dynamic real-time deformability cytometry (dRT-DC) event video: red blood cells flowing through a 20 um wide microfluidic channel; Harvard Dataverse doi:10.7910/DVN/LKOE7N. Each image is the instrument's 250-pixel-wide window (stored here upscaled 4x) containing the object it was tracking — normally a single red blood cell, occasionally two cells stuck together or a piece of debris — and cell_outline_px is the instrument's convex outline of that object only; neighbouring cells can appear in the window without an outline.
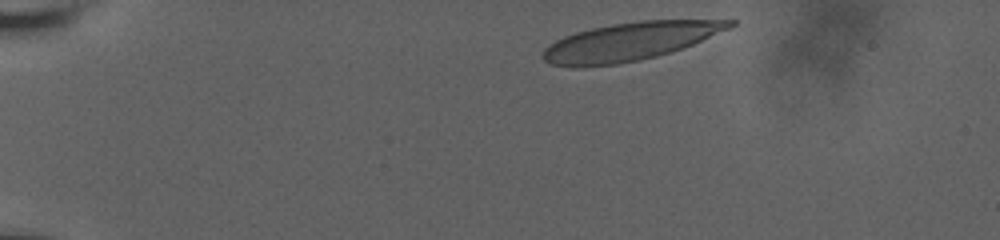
{"species": "human", "species_latin": "Homo sapiens", "temperature_condition": "room temperature", "stored_images_in_passage": 35, "camera_frame_rate_fps": 3000, "um_per_image_px": 0.085, "donor": {"sex": "male"}, "frame": {"image": 1, "passage_image": 1, "time_ms": 0.0, "image_size_px": [1000, 240], "cell_outline_px": [[736, 24], [732, 28], [692, 44], [656, 56], [640, 60], [616, 64], [580, 68], [572, 68], [552, 64], [544, 60], [540, 56], [544, 48], [548, 44], [564, 36], [576, 32], [592, 28], [612, 24], [640, 20], [736, 20]], "centroid_in_image_um": [53.49, 3.53], "position_along_channel_um": 31.5, "area_um2": 41.56}}
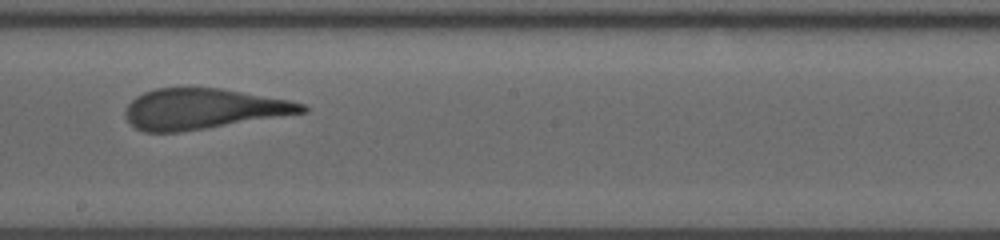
{"frame": {"image": 2, "passage_image": 19, "time_ms": 8.0, "image_size_px": [1000, 240], "cell_outline_px": [[308, 112], [180, 132], [144, 132], [136, 128], [124, 116], [124, 112], [128, 104], [136, 96], [144, 92], [156, 88], [220, 88], [288, 100], [304, 104], [308, 108]], "centroid_in_image_um": [17.24, 9.25], "position_along_channel_um": 231.0, "area_um2": 41.38}}
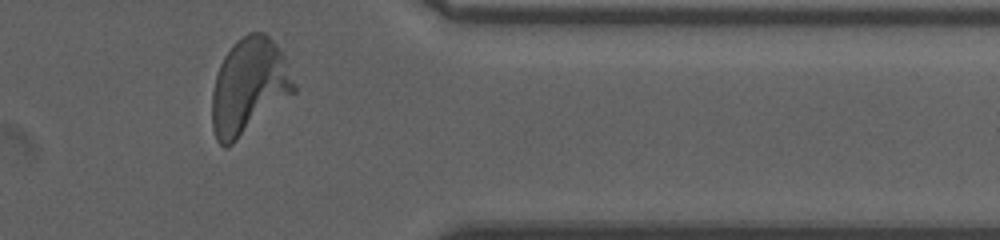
{"frame": {"image": 3, "passage_image": 33, "time_ms": 12.667, "image_size_px": [1000, 240], "cell_outline_px": [[296, 92], [232, 144], [224, 148], [216, 140], [212, 128], [212, 92], [216, 76], [220, 64], [224, 56], [232, 44], [236, 40], [248, 32], [264, 32], [276, 44], [284, 56], [296, 84]], "centroid_in_image_um": [21.16, 7.34], "position_along_channel_um": 390.2, "area_um2": 45.84}, "authors_computed_cell_mechanics": {"area_um2": 43.1188, "velocity_mm_per_s": 3.6266, "shape_relaxation_time_tau1_ms": 5.5018, "shape_relaxation_time_tau2_ms": 0.7056, "deformation_change_tau1": 0.2327, "deformation_change_tau2": 0.1197}}